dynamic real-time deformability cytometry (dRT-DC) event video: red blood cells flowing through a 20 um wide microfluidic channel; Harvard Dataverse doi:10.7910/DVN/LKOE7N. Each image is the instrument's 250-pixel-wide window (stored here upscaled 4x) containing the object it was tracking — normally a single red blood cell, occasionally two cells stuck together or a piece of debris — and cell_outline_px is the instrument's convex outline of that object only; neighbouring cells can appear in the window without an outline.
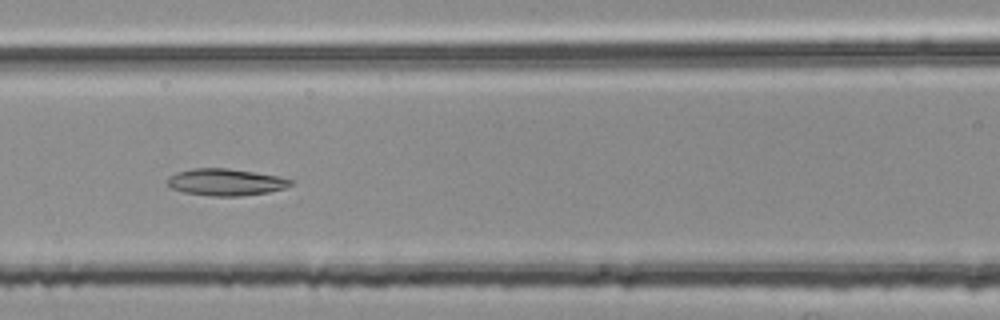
{"species": "common noctule bat (a hibernating species)", "species_latin": "Nyctalus noctula", "temperature_condition": "room temperature", "stored_images_in_passage": 45, "camera_frame_rate_fps": 3000, "um_per_image_px": 0.085, "animal": {"sex": "female", "body_mass_g": 25.1}, "frame": {"image": 1, "passage_image": 23, "time_ms": 7.333, "image_size_px": [1000, 320], "cell_outline_px": [[292, 184], [284, 188], [268, 192], [240, 196], [212, 196], [184, 192], [172, 188], [168, 184], [168, 176], [176, 172], [192, 168], [228, 168], [276, 176], [292, 180]], "centroid_in_image_um": [19.14, 15.48], "position_along_channel_um": 147.5, "area_um2": 19.07}}
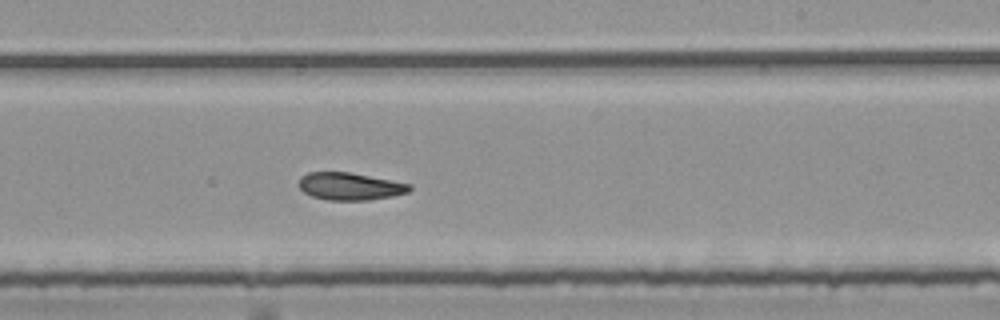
{"frame": {"image": 2, "passage_image": 32, "time_ms": 10.333, "image_size_px": [1000, 320], "cell_outline_px": [[412, 188], [408, 192], [392, 196], [368, 200], [328, 200], [312, 196], [304, 192], [300, 188], [300, 176], [308, 172], [348, 172], [412, 184]], "centroid_in_image_um": [29.75, 15.84], "position_along_channel_um": 259.2, "area_um2": 17.57}}
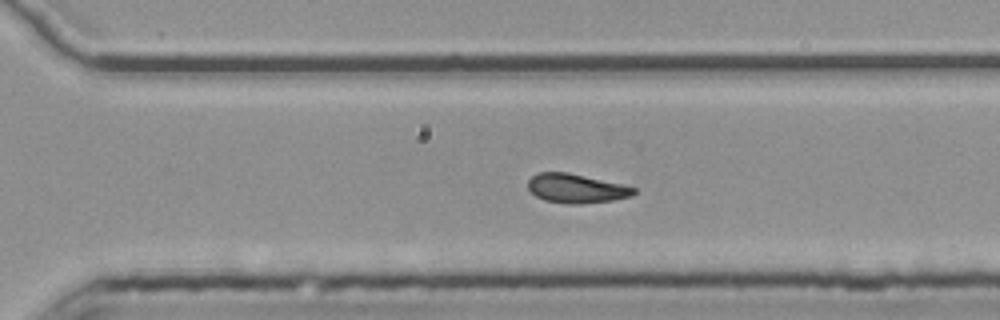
{"frame": {"image": 3, "passage_image": 37, "time_ms": 12.0, "image_size_px": [1000, 320], "cell_outline_px": [[636, 192], [632, 196], [612, 200], [580, 204], [568, 204], [544, 200], [536, 196], [528, 188], [528, 180], [536, 172], [568, 172], [624, 184], [636, 188]], "centroid_in_image_um": [48.99, 16.01], "position_along_channel_um": 321.6, "area_um2": 18.09}, "authors_computed_cell_mechanics": {"area_um2": 19.2474, "velocity_mm_per_s": 3.7418, "shape_relaxation_time_tau1_ms": null, "shape_relaxation_time_tau2_ms": 5.4292, "deformation_change_tau1": null, "deformation_change_tau2": 0.1263}}